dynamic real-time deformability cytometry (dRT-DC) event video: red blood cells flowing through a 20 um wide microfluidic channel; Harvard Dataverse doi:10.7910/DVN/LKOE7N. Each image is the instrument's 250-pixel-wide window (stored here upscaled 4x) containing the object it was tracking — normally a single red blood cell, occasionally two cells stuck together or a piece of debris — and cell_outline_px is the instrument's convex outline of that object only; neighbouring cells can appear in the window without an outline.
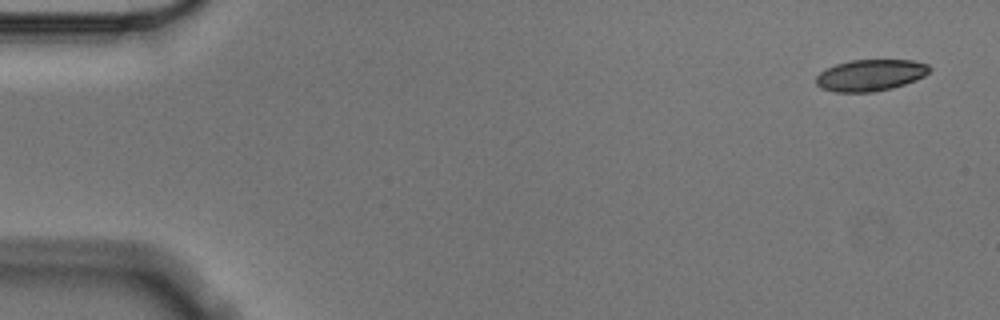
{"species": "Egyptian fruit bat (a non-hibernating species)", "species_latin": "Rousettus aegyptiacus", "temperature_condition": "cold", "stored_images_in_passage": 5, "camera_frame_rate_fps": 3000, "um_per_image_px": 0.085, "animal": {"sex": "male"}, "frame": {"image": 1, "passage_image": 1, "time_ms": 0.0, "image_size_px": [1000, 320], "cell_outline_px": [[932, 68], [924, 76], [916, 80], [892, 88], [872, 92], [832, 92], [820, 88], [816, 84], [816, 76], [820, 72], [836, 64], [852, 60], [912, 60], [928, 64]], "centroid_in_image_um": [73.98, 6.4], "position_along_channel_um": 11.0, "area_um2": 20.87}}
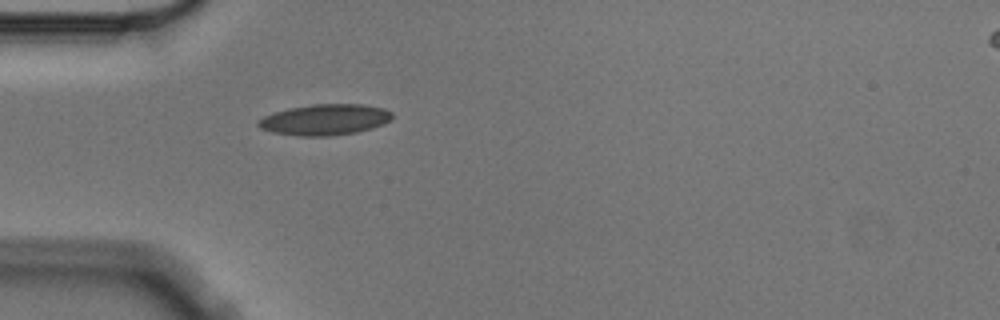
{"frame": {"image": 2, "passage_image": 5, "time_ms": 1.333, "image_size_px": [1000, 320], "cell_outline_px": [[392, 116], [384, 124], [372, 128], [356, 132], [328, 136], [300, 136], [272, 132], [260, 128], [256, 124], [256, 120], [264, 116], [288, 108], [312, 104], [364, 104], [384, 108], [392, 112]], "centroid_in_image_um": [27.6, 10.16], "position_along_channel_um": 57.4, "area_um2": 24.16}}